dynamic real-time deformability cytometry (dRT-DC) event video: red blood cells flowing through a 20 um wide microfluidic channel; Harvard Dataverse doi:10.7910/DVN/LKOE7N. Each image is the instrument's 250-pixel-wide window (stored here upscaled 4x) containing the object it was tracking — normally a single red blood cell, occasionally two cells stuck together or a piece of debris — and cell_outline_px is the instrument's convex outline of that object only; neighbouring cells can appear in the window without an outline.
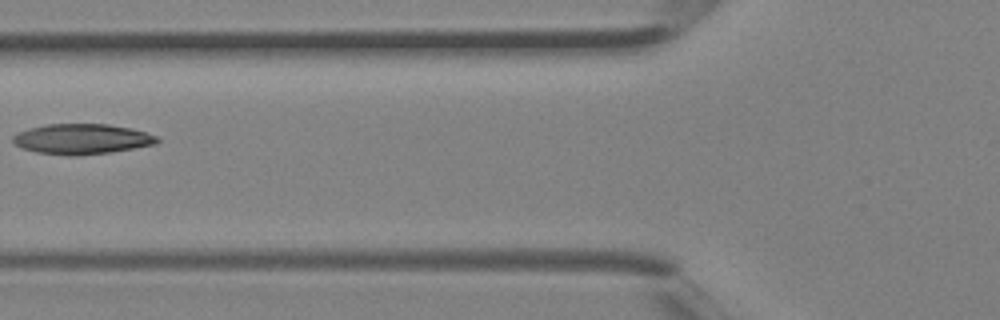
{"species": "Egyptian fruit bat (a non-hibernating species)", "species_latin": "Rousettus aegyptiacus", "temperature_condition": "room temperature", "stored_images_in_passage": 3, "camera_frame_rate_fps": 3000, "um_per_image_px": 0.085, "animal": {"sex": "female"}, "frame": {"image": 1, "passage_image": 3, "time_ms": 0.667, "image_size_px": [1000, 320], "cell_outline_px": [[160, 140], [156, 144], [112, 152], [76, 156], [68, 156], [36, 152], [24, 148], [16, 144], [12, 140], [12, 136], [28, 128], [44, 124], [108, 124], [132, 128], [156, 136]], "centroid_in_image_um": [6.96, 11.82], "position_along_channel_um": 118.8, "area_um2": 25.49}}